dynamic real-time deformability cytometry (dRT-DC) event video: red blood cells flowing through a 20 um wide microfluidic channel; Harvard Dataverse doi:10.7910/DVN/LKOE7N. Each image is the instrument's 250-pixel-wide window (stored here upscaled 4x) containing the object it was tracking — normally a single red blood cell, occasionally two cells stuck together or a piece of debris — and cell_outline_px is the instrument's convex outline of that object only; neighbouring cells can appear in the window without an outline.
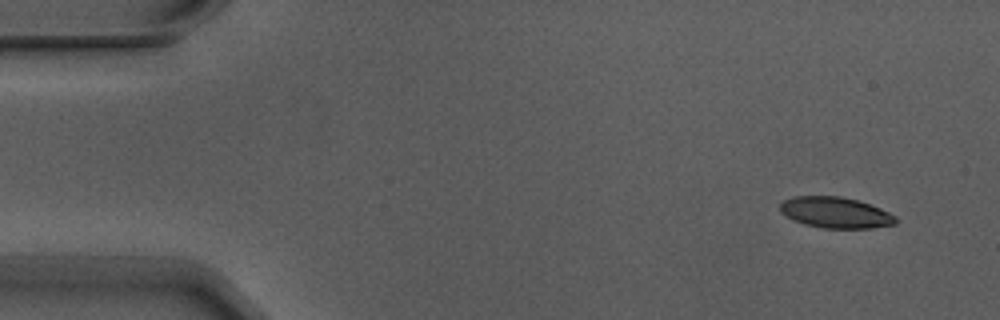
{"species": "Egyptian fruit bat (a non-hibernating species)", "species_latin": "Rousettus aegyptiacus", "temperature_condition": "warm", "stored_images_in_passage": 4, "camera_frame_rate_fps": 3000, "um_per_image_px": 0.085, "animal": {"sex": "male"}, "frame": {"image": 1, "passage_image": 1, "time_ms": 0.0, "image_size_px": [1000, 320], "cell_outline_px": [[896, 224], [872, 228], [824, 228], [804, 224], [792, 220], [780, 212], [780, 204], [784, 200], [796, 196], [840, 196], [856, 200], [880, 208], [896, 216]], "centroid_in_image_um": [71.0, 18.07], "position_along_channel_um": 14.0, "area_um2": 20.81}}
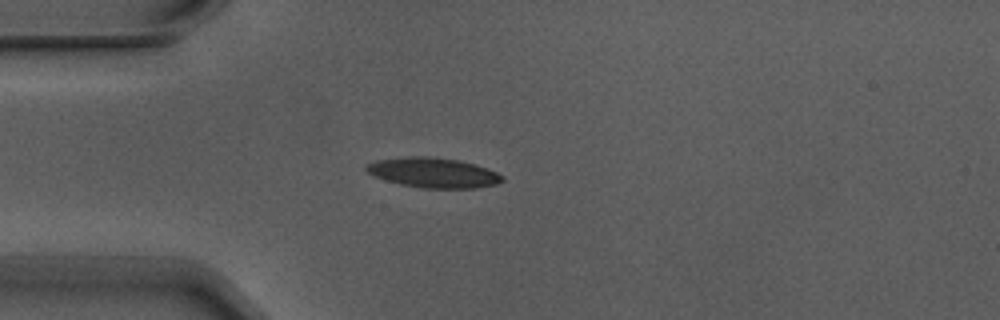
{"frame": {"image": 2, "passage_image": 4, "time_ms": 1.0, "image_size_px": [1000, 320], "cell_outline_px": [[504, 180], [496, 184], [476, 188], [420, 188], [400, 184], [384, 180], [372, 176], [364, 168], [368, 164], [376, 160], [408, 156], [424, 156], [460, 160], [488, 168], [504, 176]], "centroid_in_image_um": [36.82, 14.68], "position_along_channel_um": 48.2, "area_um2": 23.87}}